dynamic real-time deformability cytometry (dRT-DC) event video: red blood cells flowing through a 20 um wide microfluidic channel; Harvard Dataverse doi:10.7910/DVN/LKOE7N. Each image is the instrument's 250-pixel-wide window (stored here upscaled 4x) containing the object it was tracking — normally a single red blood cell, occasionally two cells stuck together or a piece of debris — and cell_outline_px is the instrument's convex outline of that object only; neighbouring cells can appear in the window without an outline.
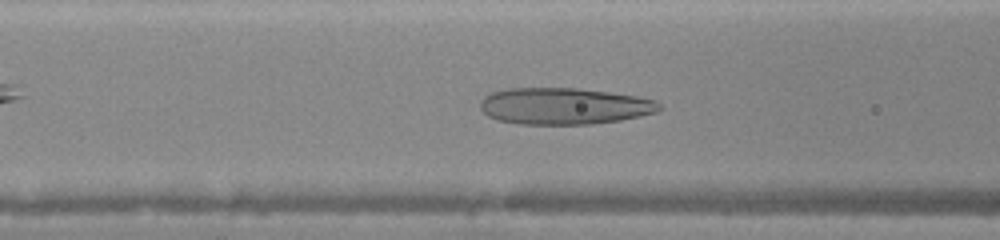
{"species": "human", "species_latin": "Homo sapiens", "temperature_condition": "warm", "stored_images_in_passage": 45, "camera_frame_rate_fps": 3000, "um_per_image_px": 0.085, "donor": {"sex": "female"}, "frame": {"image": 1, "passage_image": 18, "time_ms": 5.667, "image_size_px": [1000, 240], "cell_outline_px": [[664, 108], [656, 112], [640, 116], [620, 120], [592, 124], [520, 124], [496, 120], [488, 116], [480, 108], [480, 100], [484, 96], [492, 92], [508, 88], [576, 88], [608, 92], [636, 96], [656, 100]], "centroid_in_image_um": [47.94, 9.02], "position_along_channel_um": 118.7, "area_um2": 38.32}}
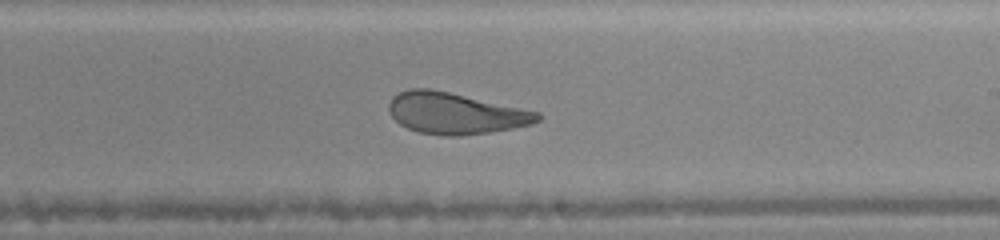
{"frame": {"image": 2, "passage_image": 27, "time_ms": 8.667, "image_size_px": [1000, 240], "cell_outline_px": [[544, 116], [540, 120], [532, 124], [512, 128], [488, 132], [460, 136], [444, 136], [420, 132], [408, 128], [400, 124], [388, 112], [388, 104], [392, 96], [408, 88], [428, 88], [448, 92], [540, 112]], "centroid_in_image_um": [38.7, 9.63], "position_along_channel_um": 250.3, "area_um2": 35.72}}
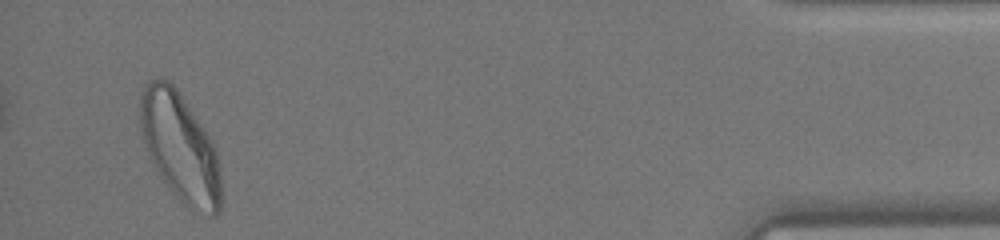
{"frame": {"image": 3, "passage_image": 43, "time_ms": 14.0, "image_size_px": [1000, 240], "cell_outline_px": [[220, 212], [216, 216], [212, 216], [184, 204], [172, 192], [160, 176], [148, 156], [140, 128], [140, 96], [144, 84], [148, 80], [156, 76], [168, 80], [176, 88], [212, 140], [216, 152], [220, 176]], "centroid_in_image_um": [15.27, 12.47], "position_along_channel_um": 419.9, "area_um2": 50.92}}